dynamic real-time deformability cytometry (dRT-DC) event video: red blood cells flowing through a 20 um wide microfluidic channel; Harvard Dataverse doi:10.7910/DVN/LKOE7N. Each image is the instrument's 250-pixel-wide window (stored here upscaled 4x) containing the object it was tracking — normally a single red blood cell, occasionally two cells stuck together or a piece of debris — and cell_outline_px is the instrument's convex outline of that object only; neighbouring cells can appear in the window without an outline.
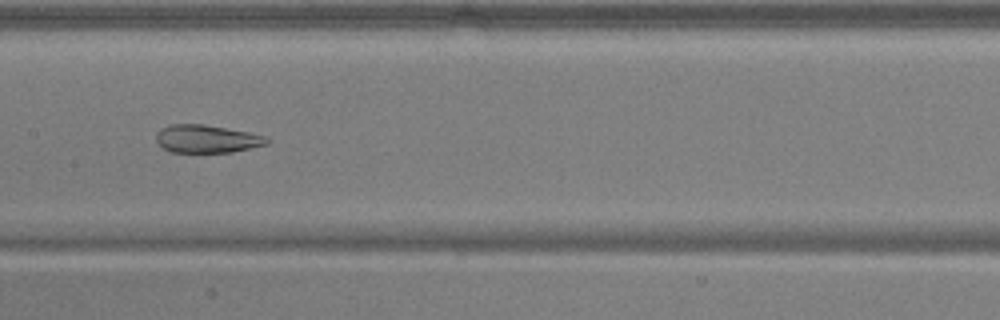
{"species": "common noctule bat (a hibernating species)", "species_latin": "Nyctalus noctula", "temperature_condition": "warm", "stored_images_in_passage": 7, "camera_frame_rate_fps": 3000, "um_per_image_px": 0.085, "animal": {"sex": "male", "body_mass_g": 17.9, "forearm_length_mm": 54.2}, "frame": {"image": 1, "passage_image": 6, "time_ms": 1.667, "image_size_px": [1000, 320], "cell_outline_px": [[272, 140], [268, 144], [232, 152], [172, 152], [160, 148], [156, 140], [156, 132], [160, 128], [172, 124], [204, 124], [248, 132], [268, 136]], "centroid_in_image_um": [17.58, 11.8], "position_along_channel_um": 189.8, "area_um2": 18.26}}